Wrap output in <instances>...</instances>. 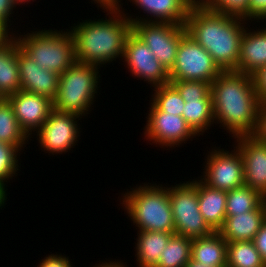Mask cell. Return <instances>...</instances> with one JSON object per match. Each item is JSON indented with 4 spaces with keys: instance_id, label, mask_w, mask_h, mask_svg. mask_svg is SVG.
Instances as JSON below:
<instances>
[{
    "instance_id": "obj_1",
    "label": "cell",
    "mask_w": 266,
    "mask_h": 267,
    "mask_svg": "<svg viewBox=\"0 0 266 267\" xmlns=\"http://www.w3.org/2000/svg\"><path fill=\"white\" fill-rule=\"evenodd\" d=\"M211 97L215 123L234 138L253 134L261 103L251 75L223 71L211 83Z\"/></svg>"
},
{
    "instance_id": "obj_2",
    "label": "cell",
    "mask_w": 266,
    "mask_h": 267,
    "mask_svg": "<svg viewBox=\"0 0 266 267\" xmlns=\"http://www.w3.org/2000/svg\"><path fill=\"white\" fill-rule=\"evenodd\" d=\"M121 5L123 3L118 7H103L109 19H88L71 27L77 62L101 67L116 58L123 60L125 40L132 31V23Z\"/></svg>"
},
{
    "instance_id": "obj_3",
    "label": "cell",
    "mask_w": 266,
    "mask_h": 267,
    "mask_svg": "<svg viewBox=\"0 0 266 267\" xmlns=\"http://www.w3.org/2000/svg\"><path fill=\"white\" fill-rule=\"evenodd\" d=\"M245 21L193 4L185 28L187 34L211 54L222 71H237Z\"/></svg>"
},
{
    "instance_id": "obj_4",
    "label": "cell",
    "mask_w": 266,
    "mask_h": 267,
    "mask_svg": "<svg viewBox=\"0 0 266 267\" xmlns=\"http://www.w3.org/2000/svg\"><path fill=\"white\" fill-rule=\"evenodd\" d=\"M150 184V185H149ZM137 186L122 197V207L138 231L175 233L168 187L149 183Z\"/></svg>"
},
{
    "instance_id": "obj_5",
    "label": "cell",
    "mask_w": 266,
    "mask_h": 267,
    "mask_svg": "<svg viewBox=\"0 0 266 267\" xmlns=\"http://www.w3.org/2000/svg\"><path fill=\"white\" fill-rule=\"evenodd\" d=\"M100 67L75 62L70 68L60 74L56 97L53 99V109L63 113L80 116L89 114L90 107L97 95ZM99 75V76H98Z\"/></svg>"
},
{
    "instance_id": "obj_6",
    "label": "cell",
    "mask_w": 266,
    "mask_h": 267,
    "mask_svg": "<svg viewBox=\"0 0 266 267\" xmlns=\"http://www.w3.org/2000/svg\"><path fill=\"white\" fill-rule=\"evenodd\" d=\"M38 30L14 36L19 47L43 69L63 73L75 62L74 41L70 31Z\"/></svg>"
},
{
    "instance_id": "obj_7",
    "label": "cell",
    "mask_w": 266,
    "mask_h": 267,
    "mask_svg": "<svg viewBox=\"0 0 266 267\" xmlns=\"http://www.w3.org/2000/svg\"><path fill=\"white\" fill-rule=\"evenodd\" d=\"M168 189L176 235L195 239L214 232L199 210L197 179Z\"/></svg>"
},
{
    "instance_id": "obj_8",
    "label": "cell",
    "mask_w": 266,
    "mask_h": 267,
    "mask_svg": "<svg viewBox=\"0 0 266 267\" xmlns=\"http://www.w3.org/2000/svg\"><path fill=\"white\" fill-rule=\"evenodd\" d=\"M222 72L211 54L189 34L180 39L175 64L169 71L170 82L194 80L212 83Z\"/></svg>"
},
{
    "instance_id": "obj_9",
    "label": "cell",
    "mask_w": 266,
    "mask_h": 267,
    "mask_svg": "<svg viewBox=\"0 0 266 267\" xmlns=\"http://www.w3.org/2000/svg\"><path fill=\"white\" fill-rule=\"evenodd\" d=\"M132 31L169 72L175 64L180 39L187 33L185 25L141 21L132 24Z\"/></svg>"
},
{
    "instance_id": "obj_10",
    "label": "cell",
    "mask_w": 266,
    "mask_h": 267,
    "mask_svg": "<svg viewBox=\"0 0 266 267\" xmlns=\"http://www.w3.org/2000/svg\"><path fill=\"white\" fill-rule=\"evenodd\" d=\"M232 151L212 149L205 159V171L200 179L208 186L230 191L244 186L243 159L239 149L235 146Z\"/></svg>"
},
{
    "instance_id": "obj_11",
    "label": "cell",
    "mask_w": 266,
    "mask_h": 267,
    "mask_svg": "<svg viewBox=\"0 0 266 267\" xmlns=\"http://www.w3.org/2000/svg\"><path fill=\"white\" fill-rule=\"evenodd\" d=\"M123 58L132 76L144 79L150 87L169 84V72L133 31L126 37Z\"/></svg>"
},
{
    "instance_id": "obj_12",
    "label": "cell",
    "mask_w": 266,
    "mask_h": 267,
    "mask_svg": "<svg viewBox=\"0 0 266 267\" xmlns=\"http://www.w3.org/2000/svg\"><path fill=\"white\" fill-rule=\"evenodd\" d=\"M150 106L144 127L146 140L164 148H172L196 137L197 134L182 116L161 111L153 102Z\"/></svg>"
},
{
    "instance_id": "obj_13",
    "label": "cell",
    "mask_w": 266,
    "mask_h": 267,
    "mask_svg": "<svg viewBox=\"0 0 266 267\" xmlns=\"http://www.w3.org/2000/svg\"><path fill=\"white\" fill-rule=\"evenodd\" d=\"M79 117L76 114L53 109L44 124L36 131L40 147L52 155L71 150L81 133L78 127L80 124L77 123Z\"/></svg>"
},
{
    "instance_id": "obj_14",
    "label": "cell",
    "mask_w": 266,
    "mask_h": 267,
    "mask_svg": "<svg viewBox=\"0 0 266 267\" xmlns=\"http://www.w3.org/2000/svg\"><path fill=\"white\" fill-rule=\"evenodd\" d=\"M6 99L13 107L20 128L30 138L32 133L44 124L53 110V101L50 98L23 90L7 96Z\"/></svg>"
},
{
    "instance_id": "obj_15",
    "label": "cell",
    "mask_w": 266,
    "mask_h": 267,
    "mask_svg": "<svg viewBox=\"0 0 266 267\" xmlns=\"http://www.w3.org/2000/svg\"><path fill=\"white\" fill-rule=\"evenodd\" d=\"M243 159L244 184L266 197V143L252 135L235 137Z\"/></svg>"
},
{
    "instance_id": "obj_16",
    "label": "cell",
    "mask_w": 266,
    "mask_h": 267,
    "mask_svg": "<svg viewBox=\"0 0 266 267\" xmlns=\"http://www.w3.org/2000/svg\"><path fill=\"white\" fill-rule=\"evenodd\" d=\"M17 60L21 90L44 95L53 101L57 94L60 75L40 67L19 45Z\"/></svg>"
},
{
    "instance_id": "obj_17",
    "label": "cell",
    "mask_w": 266,
    "mask_h": 267,
    "mask_svg": "<svg viewBox=\"0 0 266 267\" xmlns=\"http://www.w3.org/2000/svg\"><path fill=\"white\" fill-rule=\"evenodd\" d=\"M135 4L138 9L141 8L143 13L147 14L146 19L142 17L132 18L131 14L124 15L130 22L137 23L141 21L146 22H165L173 24L185 25L186 18L189 14L190 8L193 3L190 0H129ZM151 16V17H149ZM154 17V18H153Z\"/></svg>"
},
{
    "instance_id": "obj_18",
    "label": "cell",
    "mask_w": 266,
    "mask_h": 267,
    "mask_svg": "<svg viewBox=\"0 0 266 267\" xmlns=\"http://www.w3.org/2000/svg\"><path fill=\"white\" fill-rule=\"evenodd\" d=\"M266 222L265 200L255 209L247 213L226 216L218 233L227 241H253L255 235Z\"/></svg>"
},
{
    "instance_id": "obj_19",
    "label": "cell",
    "mask_w": 266,
    "mask_h": 267,
    "mask_svg": "<svg viewBox=\"0 0 266 267\" xmlns=\"http://www.w3.org/2000/svg\"><path fill=\"white\" fill-rule=\"evenodd\" d=\"M250 31L245 27L241 37L237 72L252 76L266 66V28Z\"/></svg>"
},
{
    "instance_id": "obj_20",
    "label": "cell",
    "mask_w": 266,
    "mask_h": 267,
    "mask_svg": "<svg viewBox=\"0 0 266 267\" xmlns=\"http://www.w3.org/2000/svg\"><path fill=\"white\" fill-rule=\"evenodd\" d=\"M227 191L214 189L198 179L199 210L207 224L218 231L226 218Z\"/></svg>"
},
{
    "instance_id": "obj_21",
    "label": "cell",
    "mask_w": 266,
    "mask_h": 267,
    "mask_svg": "<svg viewBox=\"0 0 266 267\" xmlns=\"http://www.w3.org/2000/svg\"><path fill=\"white\" fill-rule=\"evenodd\" d=\"M18 45L14 34L0 44V92L5 98L21 90L17 60Z\"/></svg>"
},
{
    "instance_id": "obj_22",
    "label": "cell",
    "mask_w": 266,
    "mask_h": 267,
    "mask_svg": "<svg viewBox=\"0 0 266 267\" xmlns=\"http://www.w3.org/2000/svg\"><path fill=\"white\" fill-rule=\"evenodd\" d=\"M191 259L208 266L226 267L227 241L218 231L192 239Z\"/></svg>"
},
{
    "instance_id": "obj_23",
    "label": "cell",
    "mask_w": 266,
    "mask_h": 267,
    "mask_svg": "<svg viewBox=\"0 0 266 267\" xmlns=\"http://www.w3.org/2000/svg\"><path fill=\"white\" fill-rule=\"evenodd\" d=\"M174 234L160 231H138L137 243H135L138 267H154Z\"/></svg>"
},
{
    "instance_id": "obj_24",
    "label": "cell",
    "mask_w": 266,
    "mask_h": 267,
    "mask_svg": "<svg viewBox=\"0 0 266 267\" xmlns=\"http://www.w3.org/2000/svg\"><path fill=\"white\" fill-rule=\"evenodd\" d=\"M182 117L197 134L202 135L205 130L214 124V110L212 99L184 100ZM201 132V133H200Z\"/></svg>"
},
{
    "instance_id": "obj_25",
    "label": "cell",
    "mask_w": 266,
    "mask_h": 267,
    "mask_svg": "<svg viewBox=\"0 0 266 267\" xmlns=\"http://www.w3.org/2000/svg\"><path fill=\"white\" fill-rule=\"evenodd\" d=\"M29 137L20 128L13 107L5 98L0 103V142L14 145L16 148L23 150V145L27 143Z\"/></svg>"
},
{
    "instance_id": "obj_26",
    "label": "cell",
    "mask_w": 266,
    "mask_h": 267,
    "mask_svg": "<svg viewBox=\"0 0 266 267\" xmlns=\"http://www.w3.org/2000/svg\"><path fill=\"white\" fill-rule=\"evenodd\" d=\"M226 267H266L253 241L227 242Z\"/></svg>"
},
{
    "instance_id": "obj_27",
    "label": "cell",
    "mask_w": 266,
    "mask_h": 267,
    "mask_svg": "<svg viewBox=\"0 0 266 267\" xmlns=\"http://www.w3.org/2000/svg\"><path fill=\"white\" fill-rule=\"evenodd\" d=\"M192 239L174 234L154 267H185L191 259Z\"/></svg>"
},
{
    "instance_id": "obj_28",
    "label": "cell",
    "mask_w": 266,
    "mask_h": 267,
    "mask_svg": "<svg viewBox=\"0 0 266 267\" xmlns=\"http://www.w3.org/2000/svg\"><path fill=\"white\" fill-rule=\"evenodd\" d=\"M264 200L258 191L246 185L227 191L226 216L255 210Z\"/></svg>"
},
{
    "instance_id": "obj_29",
    "label": "cell",
    "mask_w": 266,
    "mask_h": 267,
    "mask_svg": "<svg viewBox=\"0 0 266 267\" xmlns=\"http://www.w3.org/2000/svg\"><path fill=\"white\" fill-rule=\"evenodd\" d=\"M19 148H16L14 145L0 142V208L6 204L7 200V189L5 190V182L13 179L14 175L19 169V161L17 157L19 155Z\"/></svg>"
},
{
    "instance_id": "obj_30",
    "label": "cell",
    "mask_w": 266,
    "mask_h": 267,
    "mask_svg": "<svg viewBox=\"0 0 266 267\" xmlns=\"http://www.w3.org/2000/svg\"><path fill=\"white\" fill-rule=\"evenodd\" d=\"M153 91L155 92L150 102L152 101L161 111L182 116L185 101L170 83L154 87Z\"/></svg>"
},
{
    "instance_id": "obj_31",
    "label": "cell",
    "mask_w": 266,
    "mask_h": 267,
    "mask_svg": "<svg viewBox=\"0 0 266 267\" xmlns=\"http://www.w3.org/2000/svg\"><path fill=\"white\" fill-rule=\"evenodd\" d=\"M199 5L215 12L248 21L249 0H202Z\"/></svg>"
},
{
    "instance_id": "obj_32",
    "label": "cell",
    "mask_w": 266,
    "mask_h": 267,
    "mask_svg": "<svg viewBox=\"0 0 266 267\" xmlns=\"http://www.w3.org/2000/svg\"><path fill=\"white\" fill-rule=\"evenodd\" d=\"M184 100L212 99L211 83L194 80H173L169 82Z\"/></svg>"
},
{
    "instance_id": "obj_33",
    "label": "cell",
    "mask_w": 266,
    "mask_h": 267,
    "mask_svg": "<svg viewBox=\"0 0 266 267\" xmlns=\"http://www.w3.org/2000/svg\"><path fill=\"white\" fill-rule=\"evenodd\" d=\"M17 5H19V3L16 0H0V26L9 34L11 33L9 31V27L11 26V24L9 25V22H11V19H9V17L14 13L13 10L16 9Z\"/></svg>"
},
{
    "instance_id": "obj_34",
    "label": "cell",
    "mask_w": 266,
    "mask_h": 267,
    "mask_svg": "<svg viewBox=\"0 0 266 267\" xmlns=\"http://www.w3.org/2000/svg\"><path fill=\"white\" fill-rule=\"evenodd\" d=\"M254 88L261 104H266V66L252 75Z\"/></svg>"
},
{
    "instance_id": "obj_35",
    "label": "cell",
    "mask_w": 266,
    "mask_h": 267,
    "mask_svg": "<svg viewBox=\"0 0 266 267\" xmlns=\"http://www.w3.org/2000/svg\"><path fill=\"white\" fill-rule=\"evenodd\" d=\"M266 20V0H249L248 20Z\"/></svg>"
},
{
    "instance_id": "obj_36",
    "label": "cell",
    "mask_w": 266,
    "mask_h": 267,
    "mask_svg": "<svg viewBox=\"0 0 266 267\" xmlns=\"http://www.w3.org/2000/svg\"><path fill=\"white\" fill-rule=\"evenodd\" d=\"M259 142L266 143V104H261L258 111L257 125L252 134Z\"/></svg>"
},
{
    "instance_id": "obj_37",
    "label": "cell",
    "mask_w": 266,
    "mask_h": 267,
    "mask_svg": "<svg viewBox=\"0 0 266 267\" xmlns=\"http://www.w3.org/2000/svg\"><path fill=\"white\" fill-rule=\"evenodd\" d=\"M37 267H73L70 259L66 256L51 254L48 257L41 259Z\"/></svg>"
},
{
    "instance_id": "obj_38",
    "label": "cell",
    "mask_w": 266,
    "mask_h": 267,
    "mask_svg": "<svg viewBox=\"0 0 266 267\" xmlns=\"http://www.w3.org/2000/svg\"><path fill=\"white\" fill-rule=\"evenodd\" d=\"M253 243L256 249L260 252L261 257L266 264V222L255 235Z\"/></svg>"
},
{
    "instance_id": "obj_39",
    "label": "cell",
    "mask_w": 266,
    "mask_h": 267,
    "mask_svg": "<svg viewBox=\"0 0 266 267\" xmlns=\"http://www.w3.org/2000/svg\"><path fill=\"white\" fill-rule=\"evenodd\" d=\"M94 267H127L122 261L116 260L115 261H110V262H102L101 264H97L96 266L94 265Z\"/></svg>"
},
{
    "instance_id": "obj_40",
    "label": "cell",
    "mask_w": 266,
    "mask_h": 267,
    "mask_svg": "<svg viewBox=\"0 0 266 267\" xmlns=\"http://www.w3.org/2000/svg\"><path fill=\"white\" fill-rule=\"evenodd\" d=\"M185 267H213V266H208V265H204L201 264L200 262H197L193 259H190L187 263Z\"/></svg>"
},
{
    "instance_id": "obj_41",
    "label": "cell",
    "mask_w": 266,
    "mask_h": 267,
    "mask_svg": "<svg viewBox=\"0 0 266 267\" xmlns=\"http://www.w3.org/2000/svg\"><path fill=\"white\" fill-rule=\"evenodd\" d=\"M11 34H9L3 27L0 26V44L6 40Z\"/></svg>"
},
{
    "instance_id": "obj_42",
    "label": "cell",
    "mask_w": 266,
    "mask_h": 267,
    "mask_svg": "<svg viewBox=\"0 0 266 267\" xmlns=\"http://www.w3.org/2000/svg\"><path fill=\"white\" fill-rule=\"evenodd\" d=\"M94 1V3L98 4V7L100 6V8L102 7H108V0H92Z\"/></svg>"
},
{
    "instance_id": "obj_43",
    "label": "cell",
    "mask_w": 266,
    "mask_h": 267,
    "mask_svg": "<svg viewBox=\"0 0 266 267\" xmlns=\"http://www.w3.org/2000/svg\"><path fill=\"white\" fill-rule=\"evenodd\" d=\"M122 0H108V7H118Z\"/></svg>"
},
{
    "instance_id": "obj_44",
    "label": "cell",
    "mask_w": 266,
    "mask_h": 267,
    "mask_svg": "<svg viewBox=\"0 0 266 267\" xmlns=\"http://www.w3.org/2000/svg\"><path fill=\"white\" fill-rule=\"evenodd\" d=\"M16 1L19 3V6H20V4L22 5V4H25L26 2L28 4L31 2V0H16ZM32 1H34V0H32Z\"/></svg>"
},
{
    "instance_id": "obj_45",
    "label": "cell",
    "mask_w": 266,
    "mask_h": 267,
    "mask_svg": "<svg viewBox=\"0 0 266 267\" xmlns=\"http://www.w3.org/2000/svg\"><path fill=\"white\" fill-rule=\"evenodd\" d=\"M193 4H199L202 0H190Z\"/></svg>"
},
{
    "instance_id": "obj_46",
    "label": "cell",
    "mask_w": 266,
    "mask_h": 267,
    "mask_svg": "<svg viewBox=\"0 0 266 267\" xmlns=\"http://www.w3.org/2000/svg\"><path fill=\"white\" fill-rule=\"evenodd\" d=\"M5 99V96L0 92V103Z\"/></svg>"
}]
</instances>
